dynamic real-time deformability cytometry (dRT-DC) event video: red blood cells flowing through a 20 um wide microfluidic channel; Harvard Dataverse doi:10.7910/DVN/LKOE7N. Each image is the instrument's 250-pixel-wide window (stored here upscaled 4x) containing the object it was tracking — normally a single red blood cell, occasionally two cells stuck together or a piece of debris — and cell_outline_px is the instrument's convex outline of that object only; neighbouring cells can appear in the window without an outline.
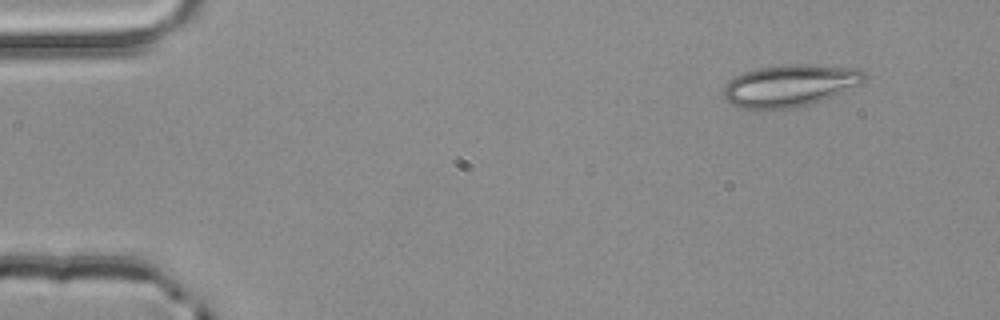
{"species": "common noctule bat (a hibernating species)", "species_latin": "Nyctalus noctula", "temperature_condition": "room temperature", "stored_images_in_passage": 4, "camera_frame_rate_fps": 3000, "um_per_image_px": 0.085, "animal": {"sex": "male", "body_mass_g": 20.4}, "frame": {"image": 1, "passage_image": 1, "time_ms": 0.0, "image_size_px": [1000, 320], "cell_outline_px": [[868, 76], [864, 84], [820, 100], [796, 108], [740, 108], [724, 100], [724, 84], [736, 76], [744, 72], [756, 68], [788, 64], [804, 64], [860, 68]], "centroid_in_image_um": [67.18, 7.25], "position_along_channel_um": 17.8, "area_um2": 34.51}}